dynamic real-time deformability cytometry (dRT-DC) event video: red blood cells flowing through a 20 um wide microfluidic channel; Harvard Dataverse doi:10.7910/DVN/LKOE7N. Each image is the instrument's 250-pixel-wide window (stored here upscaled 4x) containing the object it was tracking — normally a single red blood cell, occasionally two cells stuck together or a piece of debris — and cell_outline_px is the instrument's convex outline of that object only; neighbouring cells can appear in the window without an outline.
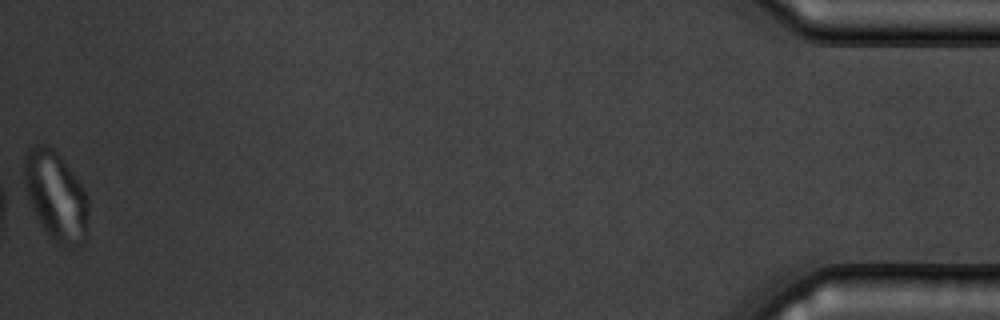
{"species": "common noctule bat (a hibernating species)", "species_latin": "Nyctalus noctula", "temperature_condition": "warm", "stored_images_in_passage": 14, "camera_frame_rate_fps": 3000, "um_per_image_px": 0.085, "animal": {"sex": "male", "body_mass_g": 19.5, "forearm_length_mm": 54.6}, "frame": {"image": 1, "passage_image": 14, "time_ms": 16.667, "image_size_px": [1000, 320], "cell_outline_px": [[88, 236], [84, 244], [80, 248], [60, 248], [48, 236], [40, 224], [20, 188], [24, 156], [28, 148], [36, 144], [48, 144], [60, 156], [84, 188], [88, 196]], "centroid_in_image_um": [4.71, 16.72], "position_along_channel_um": 430.5, "area_um2": 35.26}}